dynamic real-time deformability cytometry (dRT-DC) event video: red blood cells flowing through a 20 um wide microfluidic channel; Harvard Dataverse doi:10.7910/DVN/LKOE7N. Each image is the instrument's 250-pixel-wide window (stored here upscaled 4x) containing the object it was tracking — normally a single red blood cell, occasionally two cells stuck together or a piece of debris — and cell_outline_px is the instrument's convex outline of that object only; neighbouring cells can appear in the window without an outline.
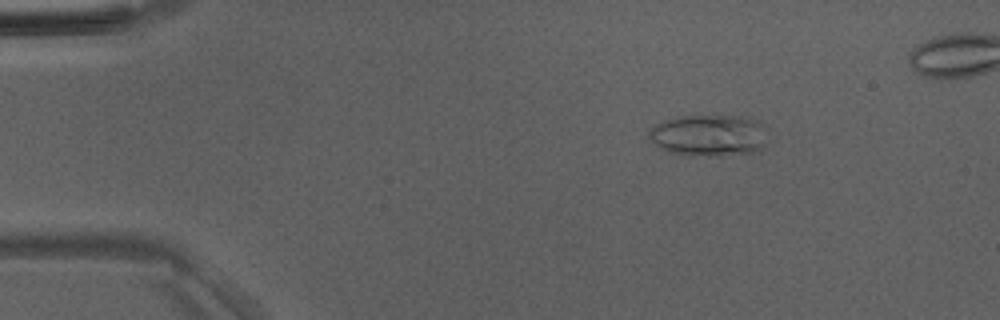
{"species": "Egyptian fruit bat (a non-hibernating species)", "species_latin": "Rousettus aegyptiacus", "temperature_condition": "room temperature", "stored_images_in_passage": 47, "camera_frame_rate_fps": 3000, "um_per_image_px": 0.085, "animal": {"sex": "male"}, "frame": {"image": 1, "passage_image": 8, "time_ms": 2.333, "image_size_px": [1000, 320], "cell_outline_px": [[768, 128], [764, 144], [748, 152], [720, 156], [688, 156], [668, 152], [656, 144], [648, 136], [648, 132], [656, 124], [664, 120], [680, 116], [712, 112], [740, 116], [756, 120], [764, 124]], "centroid_in_image_um": [60.25, 11.45], "position_along_channel_um": 24.7, "area_um2": 29.59}}
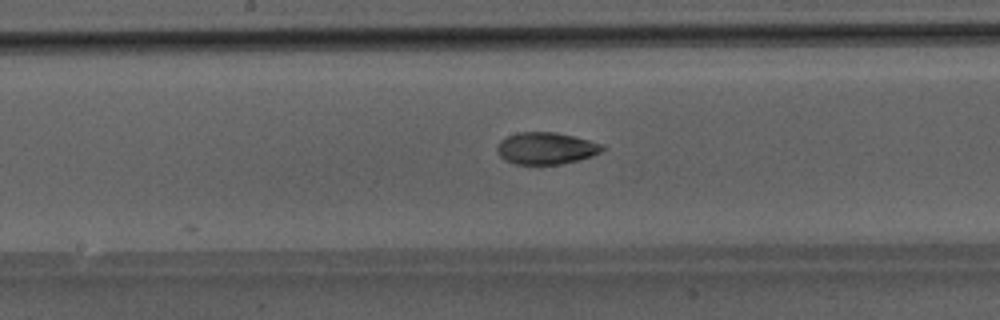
{"frame": {"image": 2, "passage_image": 26, "time_ms": 8.333, "image_size_px": [1000, 320], "cell_outline_px": [[608, 148], [592, 156], [560, 164], [516, 164], [504, 160], [500, 156], [496, 148], [500, 140], [508, 136], [520, 132], [556, 132], [604, 144]], "centroid_in_image_um": [46.42, 12.6], "position_along_channel_um": 201.8, "area_um2": 19.54}}
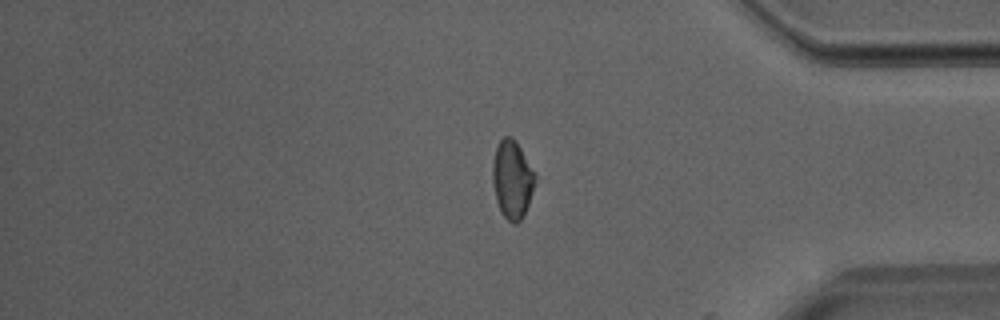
{"frame": {"image": 3, "passage_image": 41, "time_ms": 13.333, "image_size_px": [1000, 320], "cell_outline_px": [[536, 180], [528, 204], [520, 220], [516, 224], [512, 224], [504, 216], [496, 200], [492, 180], [492, 164], [496, 148], [500, 140], [504, 136], [512, 136], [536, 172]], "centroid_in_image_um": [43.54, 15.23], "position_along_channel_um": 391.7, "area_um2": 19.25}}